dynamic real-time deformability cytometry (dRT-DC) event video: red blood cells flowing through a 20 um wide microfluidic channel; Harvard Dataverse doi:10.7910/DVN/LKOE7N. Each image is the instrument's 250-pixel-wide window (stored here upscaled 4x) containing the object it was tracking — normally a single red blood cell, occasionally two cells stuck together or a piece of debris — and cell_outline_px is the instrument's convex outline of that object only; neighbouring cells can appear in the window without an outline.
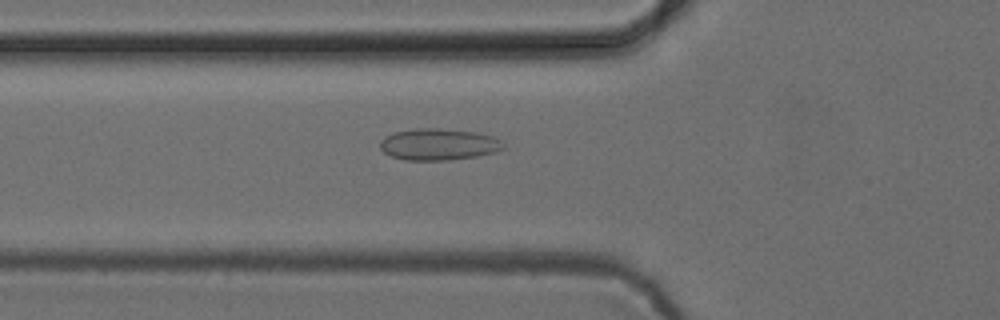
{"species": "common noctule bat (a hibernating species)", "species_latin": "Nyctalus noctula", "temperature_condition": "cold", "stored_images_in_passage": 53, "camera_frame_rate_fps": 3000, "um_per_image_px": 0.085, "animal": {"sex": "female", "body_mass_g": 24.6, "forearm_length_mm": 56.2}, "frame": {"image": 1, "passage_image": 19, "time_ms": 6.0, "image_size_px": [1000, 320], "cell_outline_px": [[504, 148], [496, 152], [476, 156], [448, 160], [404, 160], [392, 156], [384, 152], [380, 148], [380, 140], [392, 132], [416, 128], [440, 128], [476, 132], [492, 136], [500, 140], [504, 144]], "centroid_in_image_um": [37.27, 12.26], "position_along_channel_um": 88.5, "area_um2": 22.77}}
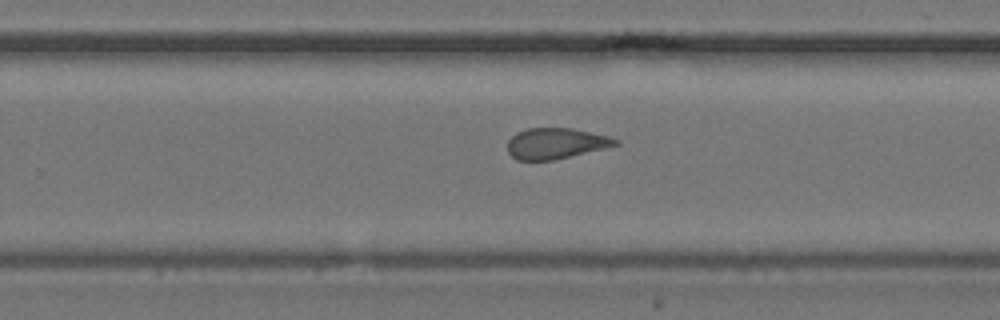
{"frame": {"image": 2, "passage_image": 34, "time_ms": 11.0, "image_size_px": [1000, 320], "cell_outline_px": [[620, 144], [604, 148], [552, 160], [516, 160], [508, 152], [508, 140], [516, 132], [528, 128], [572, 128], [608, 136], [620, 140]], "centroid_in_image_um": [47.22, 12.18], "position_along_channel_um": 282.6, "area_um2": 19.25}}
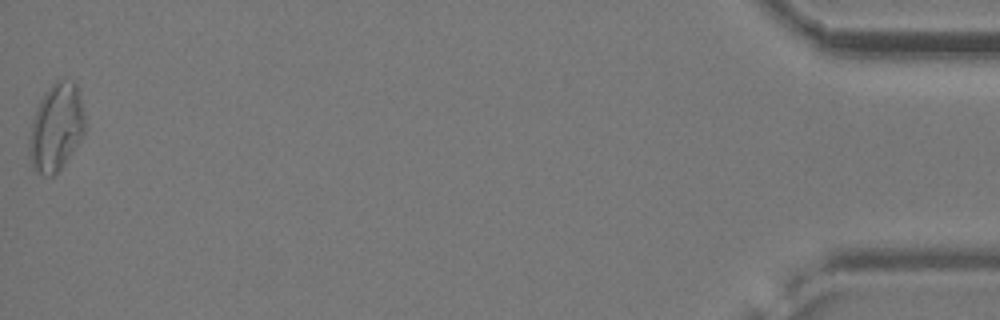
{"frame": {"image": 3, "passage_image": 53, "time_ms": 17.333, "image_size_px": [1000, 320], "cell_outline_px": [[84, 136], [64, 164], [52, 176], [44, 176], [36, 172], [32, 168], [28, 156], [28, 140], [32, 120], [36, 108], [44, 92], [56, 80], [64, 76], [72, 80], [76, 84], [84, 112]], "centroid_in_image_um": [4.75, 10.82], "position_along_channel_um": 430.4, "area_um2": 28.9}, "authors_computed_cell_mechanics": {"area_um2": 22.253, "velocity_mm_per_s": 3.8765, "shape_relaxation_time_tau1_ms": null, "shape_relaxation_time_tau2_ms": 1.4754, "deformation_change_tau1": null, "deformation_change_tau2": 0.1049}}